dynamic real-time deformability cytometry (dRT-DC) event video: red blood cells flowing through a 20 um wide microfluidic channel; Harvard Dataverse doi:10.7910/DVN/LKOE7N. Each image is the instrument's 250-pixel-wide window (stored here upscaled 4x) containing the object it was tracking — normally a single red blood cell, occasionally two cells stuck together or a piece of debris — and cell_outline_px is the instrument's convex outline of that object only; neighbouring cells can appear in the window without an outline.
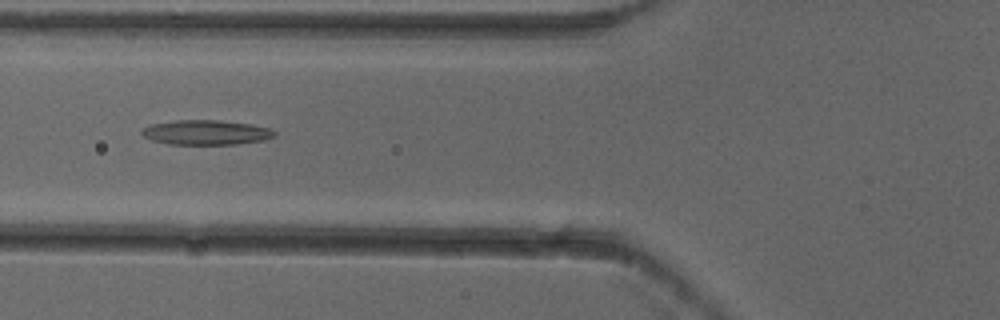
{"species": "common noctule bat (a hibernating species)", "species_latin": "Nyctalus noctula", "temperature_condition": "cold", "stored_images_in_passage": 7, "camera_frame_rate_fps": 3000, "um_per_image_px": 0.085, "animal": {"sex": "female"}, "frame": {"image": 1, "passage_image": 4, "time_ms": 1.0, "image_size_px": [1000, 320], "cell_outline_px": [[276, 136], [264, 140], [236, 144], [168, 144], [152, 140], [144, 136], [140, 132], [140, 128], [152, 124], [176, 120], [220, 120], [252, 124], [272, 128], [276, 132]], "centroid_in_image_um": [17.54, 11.25], "position_along_channel_um": 108.3, "area_um2": 19.31}}
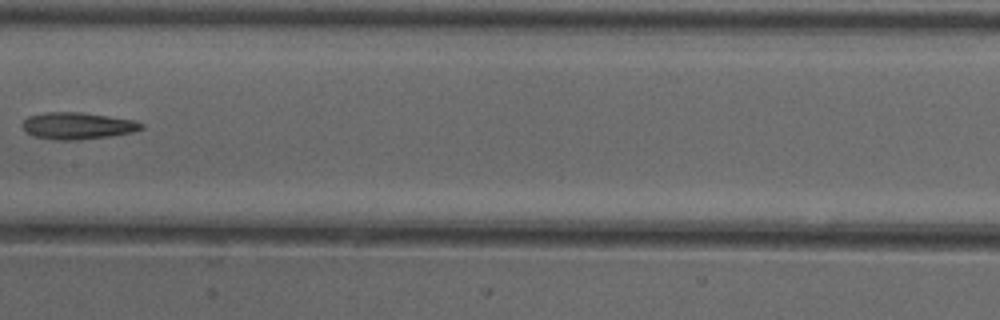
{"frame": {"image": 2, "passage_image": 6, "time_ms": 1.667, "image_size_px": [1000, 320], "cell_outline_px": [[144, 128], [132, 132], [108, 136], [72, 140], [56, 140], [36, 136], [24, 132], [24, 120], [28, 116], [48, 112], [80, 112], [136, 120], [144, 124]], "centroid_in_image_um": [6.61, 10.68], "position_along_channel_um": 200.8, "area_um2": 18.38}}
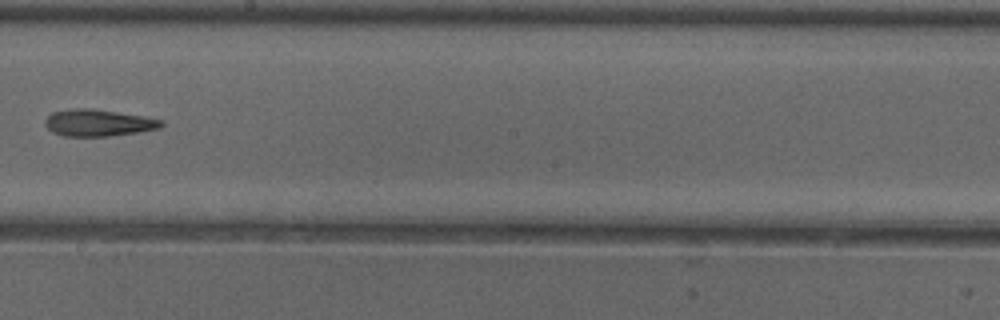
{"frame": {"image": 3, "passage_image": 7, "time_ms": 2.0, "image_size_px": [1000, 320], "cell_outline_px": [[164, 124], [160, 128], [136, 132], [108, 136], [64, 136], [52, 132], [44, 124], [44, 120], [52, 112], [68, 108], [88, 108], [144, 116], [160, 120]], "centroid_in_image_um": [8.29, 10.43], "position_along_channel_um": 239.9, "area_um2": 18.03}}